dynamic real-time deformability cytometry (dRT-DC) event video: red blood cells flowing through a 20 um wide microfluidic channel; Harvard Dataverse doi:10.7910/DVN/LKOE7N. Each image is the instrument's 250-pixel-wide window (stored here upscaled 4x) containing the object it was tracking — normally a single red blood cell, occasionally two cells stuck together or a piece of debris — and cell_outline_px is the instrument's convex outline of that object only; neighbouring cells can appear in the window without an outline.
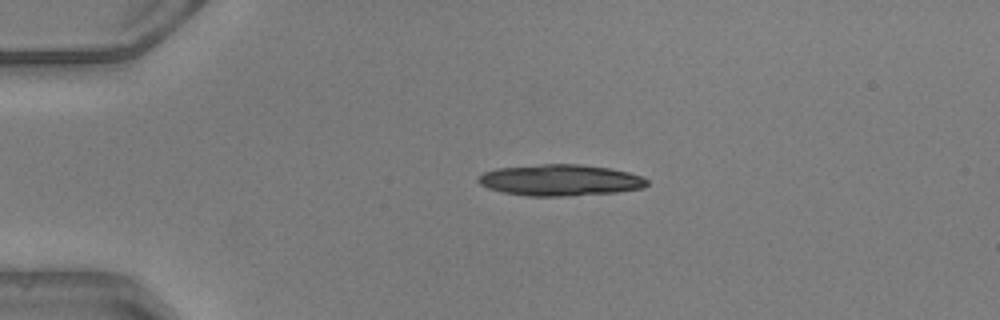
{"species": "common noctule bat (a hibernating species)", "species_latin": "Nyctalus noctula", "temperature_condition": "warm", "stored_images_in_passage": 6, "camera_frame_rate_fps": 3000, "um_per_image_px": 0.085, "animal": {"sex": "male", "body_mass_g": 20.5, "forearm_length_mm": 52.5}, "frame": {"image": 1, "passage_image": 1, "time_ms": 0.0, "image_size_px": [1000, 320], "cell_outline_px": [[648, 184], [644, 188], [616, 192], [564, 196], [528, 196], [504, 192], [488, 188], [480, 184], [476, 180], [484, 172], [496, 168], [544, 164], [580, 164], [612, 168], [644, 176], [648, 180]], "centroid_in_image_um": [47.65, 15.31], "position_along_channel_um": 37.3, "area_um2": 30.87}}